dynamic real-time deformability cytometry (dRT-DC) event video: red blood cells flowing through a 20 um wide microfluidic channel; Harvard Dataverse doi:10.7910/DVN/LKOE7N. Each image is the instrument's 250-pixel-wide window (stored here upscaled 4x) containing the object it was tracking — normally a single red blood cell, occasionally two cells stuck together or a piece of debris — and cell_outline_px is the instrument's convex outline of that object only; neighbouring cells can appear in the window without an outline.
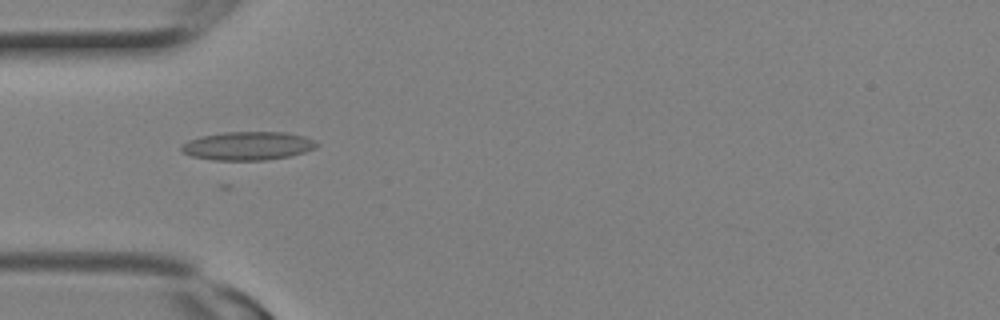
{"species": "Egyptian fruit bat (a non-hibernating species)", "species_latin": "Rousettus aegyptiacus", "temperature_condition": "room temperature", "stored_images_in_passage": 8, "camera_frame_rate_fps": 3000, "um_per_image_px": 0.085, "animal": {"sex": "female"}, "frame": {"image": 1, "passage_image": 2, "time_ms": 0.333, "image_size_px": [1000, 320], "cell_outline_px": [[320, 144], [316, 148], [304, 152], [288, 156], [264, 160], [216, 160], [192, 156], [184, 152], [180, 148], [188, 140], [200, 136], [224, 132], [284, 132], [304, 136], [316, 140]], "centroid_in_image_um": [21.1, 12.39], "position_along_channel_um": 63.9, "area_um2": 22.37}}
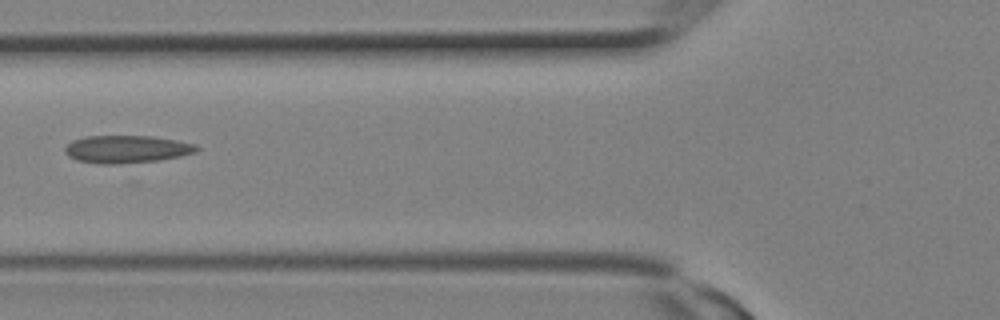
{"frame": {"image": 2, "passage_image": 4, "time_ms": 1.0, "image_size_px": [1000, 320], "cell_outline_px": [[200, 148], [196, 152], [180, 156], [160, 160], [116, 164], [100, 164], [76, 160], [68, 156], [64, 152], [64, 148], [72, 140], [84, 136], [152, 136], [176, 140], [196, 144]], "centroid_in_image_um": [10.75, 12.68], "position_along_channel_um": 115.0, "area_um2": 21.33}}
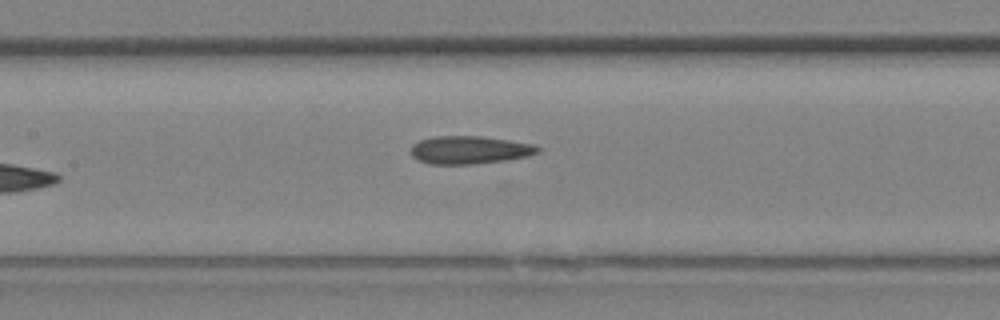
{"frame": {"image": 3, "passage_image": 6, "time_ms": 1.667, "image_size_px": [1000, 320], "cell_outline_px": [[540, 152], [528, 156], [508, 160], [472, 164], [428, 164], [416, 160], [408, 152], [412, 144], [420, 140], [436, 136], [480, 136], [508, 140], [532, 144], [540, 148]], "centroid_in_image_um": [39.86, 12.75], "position_along_channel_um": 167.5, "area_um2": 20.87}}